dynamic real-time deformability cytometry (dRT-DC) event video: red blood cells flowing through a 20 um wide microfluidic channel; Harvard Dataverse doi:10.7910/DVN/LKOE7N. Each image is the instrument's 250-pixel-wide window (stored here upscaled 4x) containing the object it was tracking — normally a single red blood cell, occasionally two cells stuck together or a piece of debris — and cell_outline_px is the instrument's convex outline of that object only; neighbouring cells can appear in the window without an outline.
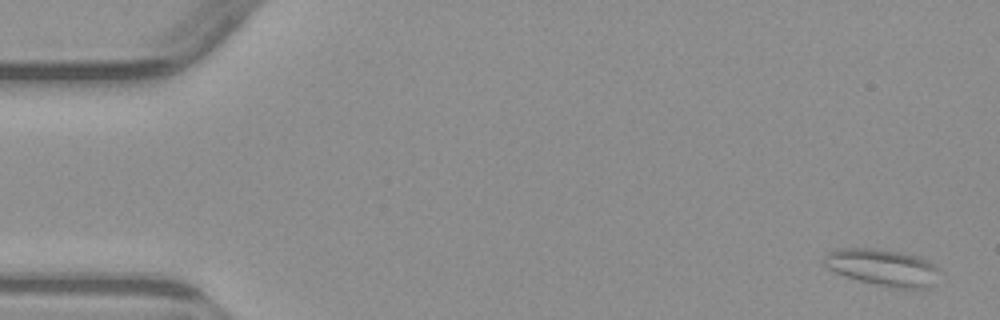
{"species": "common noctule bat (a hibernating species)", "species_latin": "Nyctalus noctula", "temperature_condition": "warm", "stored_images_in_passage": 6, "camera_frame_rate_fps": 3000, "um_per_image_px": 0.085, "animal": {"sex": "male", "body_mass_g": 23.1, "forearm_length_mm": 52.7}, "frame": {"image": 1, "passage_image": 1, "time_ms": 0.0, "image_size_px": [1000, 320], "cell_outline_px": [[940, 268], [932, 284], [928, 288], [900, 288], [860, 280], [836, 272], [828, 268], [824, 264], [824, 256], [828, 252], [840, 248], [872, 248], [900, 252], [920, 256]], "centroid_in_image_um": [75.04, 22.7], "position_along_channel_um": 10.0, "area_um2": 24.22}}
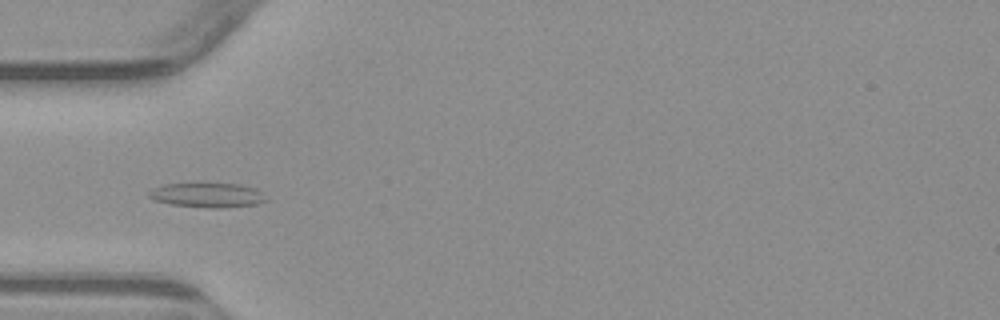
{"frame": {"image": 2, "passage_image": 5, "time_ms": 5.0, "image_size_px": [1000, 320], "cell_outline_px": [[268, 200], [256, 204], [224, 208], [208, 208], [172, 204], [156, 200], [148, 196], [148, 192], [164, 184], [196, 180], [240, 184], [256, 188]], "centroid_in_image_um": [17.63, 16.53], "position_along_channel_um": 67.4, "area_um2": 17.57}}
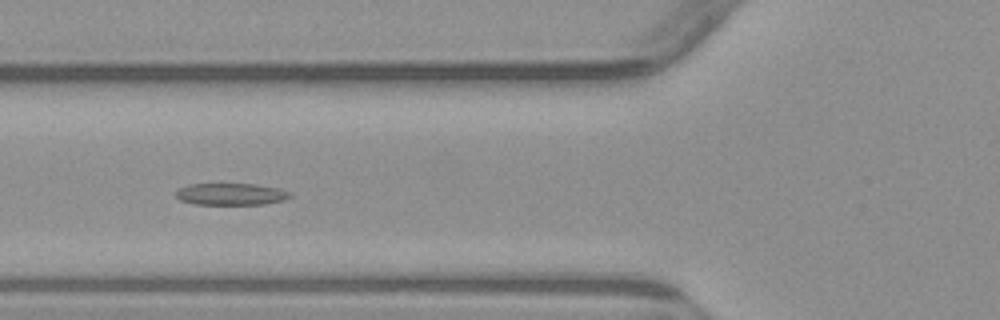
{"frame": {"image": 3, "passage_image": 6, "time_ms": 6.0, "image_size_px": [1000, 320], "cell_outline_px": [[292, 196], [284, 200], [264, 204], [196, 204], [180, 200], [176, 196], [176, 192], [180, 188], [188, 184], [256, 184], [280, 188], [292, 192]], "centroid_in_image_um": [19.68, 16.49], "position_along_channel_um": 106.1, "area_um2": 14.57}}